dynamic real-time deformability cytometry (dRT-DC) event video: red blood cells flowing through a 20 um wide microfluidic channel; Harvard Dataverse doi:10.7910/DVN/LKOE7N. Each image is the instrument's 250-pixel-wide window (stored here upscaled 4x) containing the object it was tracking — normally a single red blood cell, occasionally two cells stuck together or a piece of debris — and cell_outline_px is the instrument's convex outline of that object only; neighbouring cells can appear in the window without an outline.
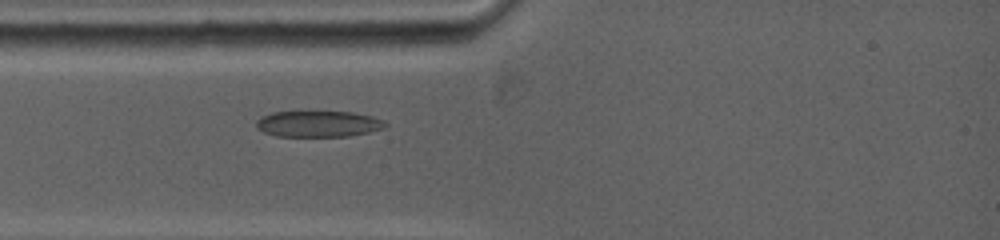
{"species": "common noctule bat (a hibernating species)", "species_latin": "Nyctalus noctula", "temperature_condition": "warm", "stored_images_in_passage": 4, "camera_frame_rate_fps": 5000, "um_per_image_px": 0.085, "animal": {"sex": "female", "body_mass_g": 19.0, "forearm_length_mm": 53.3}, "frame": {"image": 1, "passage_image": 4, "time_ms": 2.2, "image_size_px": [1000, 240], "cell_outline_px": [[388, 124], [384, 128], [368, 132], [348, 136], [276, 136], [264, 132], [256, 128], [256, 120], [260, 116], [272, 112], [296, 108], [316, 108], [352, 112], [372, 116], [384, 120]], "centroid_in_image_um": [26.99, 10.45], "position_along_channel_um": 58.0, "area_um2": 21.1}}